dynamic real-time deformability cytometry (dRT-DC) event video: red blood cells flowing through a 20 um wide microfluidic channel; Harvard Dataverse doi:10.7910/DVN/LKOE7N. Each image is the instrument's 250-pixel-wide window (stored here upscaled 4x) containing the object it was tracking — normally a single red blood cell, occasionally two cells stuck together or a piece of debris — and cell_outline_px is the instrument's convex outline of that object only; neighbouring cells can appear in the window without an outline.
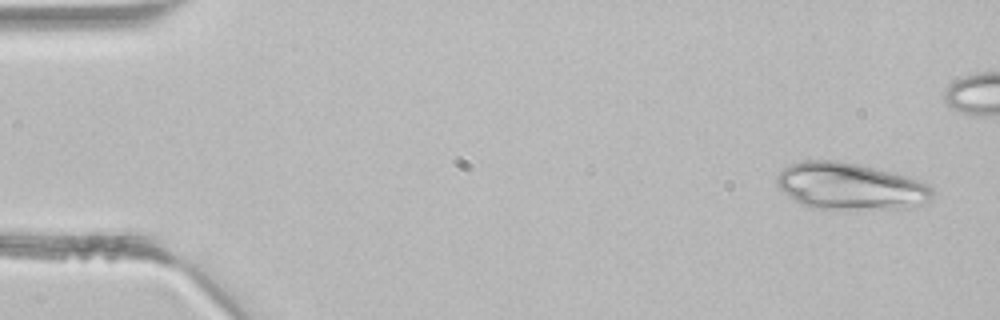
{"species": "common noctule bat (a hibernating species)", "species_latin": "Nyctalus noctula", "temperature_condition": "room temperature", "stored_images_in_passage": 4, "camera_frame_rate_fps": 3000, "um_per_image_px": 0.085, "animal": {"sex": "male", "body_mass_g": 21.5, "forearm_length_mm": 52.0}, "frame": {"image": 1, "passage_image": 1, "time_ms": 0.0, "image_size_px": [1000, 320], "cell_outline_px": [[936, 192], [928, 204], [912, 208], [816, 208], [804, 204], [796, 200], [784, 192], [776, 184], [776, 176], [784, 168], [792, 164], [804, 160], [836, 160], [856, 164], [904, 176], [928, 184]], "centroid_in_image_um": [72.32, 15.84], "position_along_channel_um": 12.7, "area_um2": 41.91}}